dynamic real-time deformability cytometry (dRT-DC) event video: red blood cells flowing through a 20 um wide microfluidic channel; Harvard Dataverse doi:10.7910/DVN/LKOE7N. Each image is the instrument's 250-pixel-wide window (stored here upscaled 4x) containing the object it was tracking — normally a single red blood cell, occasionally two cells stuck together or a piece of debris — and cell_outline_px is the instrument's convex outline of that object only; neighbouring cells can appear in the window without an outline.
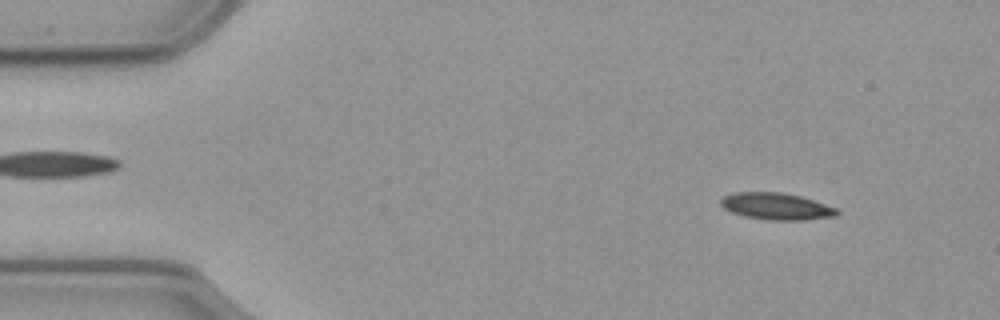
{"species": "common noctule bat (a hibernating species)", "species_latin": "Nyctalus noctula", "temperature_condition": "cold", "stored_images_in_passage": 57, "camera_frame_rate_fps": 3000, "um_per_image_px": 0.085, "animal": {"sex": "male", "body_mass_g": 23.1, "forearm_length_mm": 52.7}, "frame": {"image": 1, "passage_image": 6, "time_ms": 1.667, "image_size_px": [1000, 320], "cell_outline_px": [[840, 212], [836, 216], [804, 220], [768, 220], [744, 216], [732, 212], [724, 208], [720, 204], [720, 200], [724, 196], [736, 192], [780, 192], [800, 196], [836, 208]], "centroid_in_image_um": [65.98, 17.54], "position_along_channel_um": 19.0, "area_um2": 18.03}}
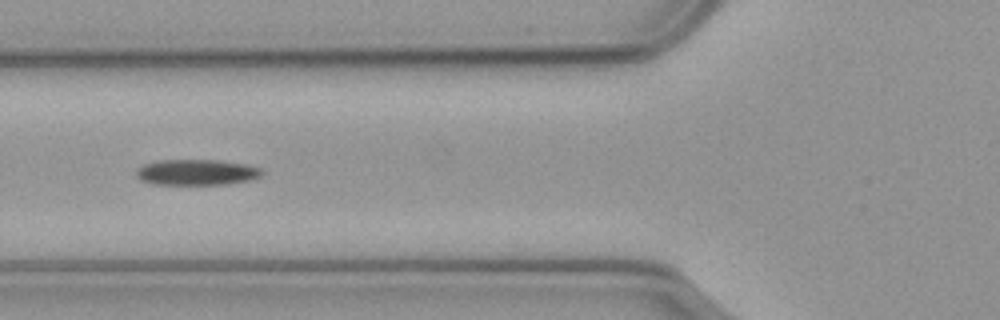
{"frame": {"image": 2, "passage_image": 21, "time_ms": 6.667, "image_size_px": [1000, 320], "cell_outline_px": [[264, 172], [260, 176], [248, 180], [224, 184], [152, 184], [140, 180], [136, 176], [136, 172], [144, 164], [160, 160], [216, 160], [244, 164], [260, 168]], "centroid_in_image_um": [16.69, 14.64], "position_along_channel_um": 109.1, "area_um2": 18.61}}
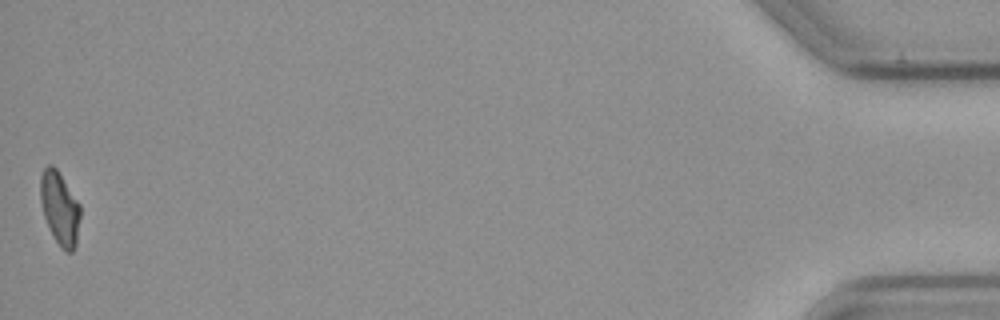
{"frame": {"image": 3, "passage_image": 57, "time_ms": 18.667, "image_size_px": [1000, 320], "cell_outline_px": [[80, 216], [76, 244], [72, 252], [68, 252], [60, 248], [44, 216], [40, 200], [40, 176], [44, 168], [48, 164], [52, 164], [56, 168], [80, 204]], "centroid_in_image_um": [5.08, 17.68], "position_along_channel_um": 430.1, "area_um2": 16.82}, "authors_computed_cell_mechanics": {"area_um2": 18.0914, "velocity_mm_per_s": 3.5435, "shape_relaxation_time_tau1_ms": 8.791, "shape_relaxation_time_tau2_ms": null, "deformation_change_tau1": 0.162, "deformation_change_tau2": null}}